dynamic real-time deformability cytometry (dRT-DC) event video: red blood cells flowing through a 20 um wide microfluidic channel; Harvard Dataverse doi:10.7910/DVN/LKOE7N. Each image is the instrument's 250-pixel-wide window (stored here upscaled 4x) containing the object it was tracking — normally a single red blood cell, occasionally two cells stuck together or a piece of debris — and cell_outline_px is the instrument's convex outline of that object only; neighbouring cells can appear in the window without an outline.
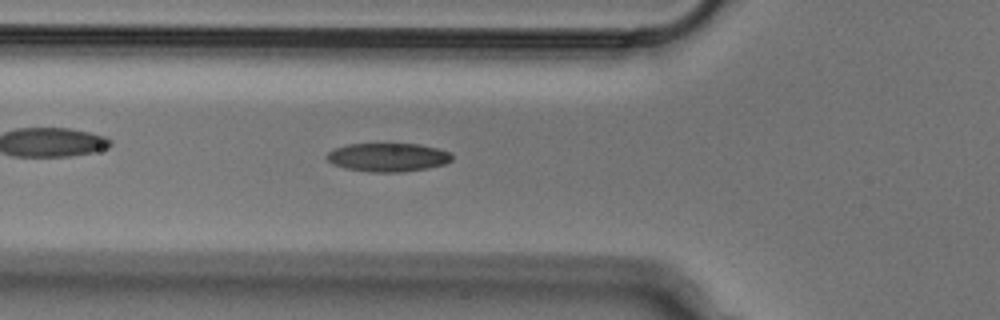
{"species": "Egyptian fruit bat (a non-hibernating species)", "species_latin": "Rousettus aegyptiacus", "temperature_condition": "cold", "stored_images_in_passage": 48, "camera_frame_rate_fps": 3000, "um_per_image_px": 0.085, "animal": {"sex": "male"}, "frame": {"image": 1, "passage_image": 17, "time_ms": 5.333, "image_size_px": [1000, 320], "cell_outline_px": [[452, 160], [444, 164], [428, 168], [400, 172], [368, 172], [344, 168], [332, 164], [324, 156], [328, 152], [336, 148], [348, 144], [420, 144], [452, 152]], "centroid_in_image_um": [32.96, 13.37], "position_along_channel_um": 92.8, "area_um2": 20.92}}
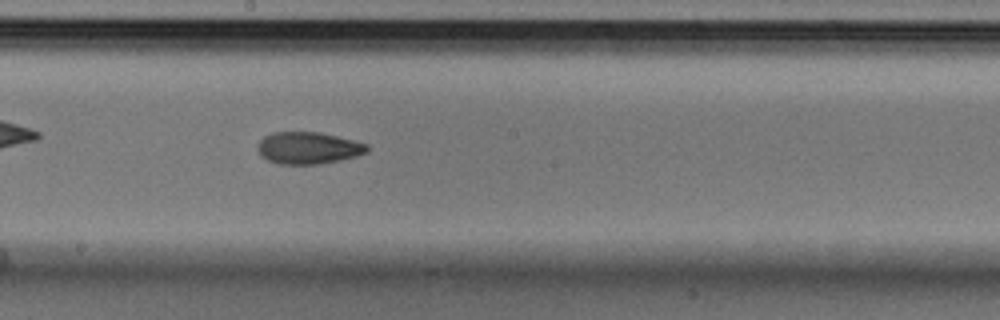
{"frame": {"image": 2, "passage_image": 27, "time_ms": 8.667, "image_size_px": [1000, 320], "cell_outline_px": [[368, 152], [356, 156], [340, 160], [320, 164], [276, 164], [260, 156], [256, 148], [260, 140], [264, 136], [272, 132], [320, 132], [368, 144]], "centroid_in_image_um": [26.17, 12.58], "position_along_channel_um": 222.0, "area_um2": 20.52}}
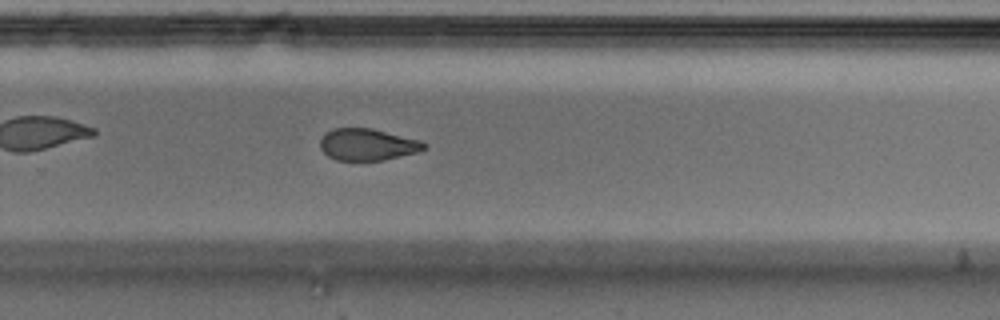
{"frame": {"image": 3, "passage_image": 33, "time_ms": 10.667, "image_size_px": [1000, 320], "cell_outline_px": [[428, 148], [420, 152], [384, 160], [336, 160], [328, 156], [320, 148], [320, 140], [324, 132], [332, 128], [372, 128], [420, 140], [428, 144]], "centroid_in_image_um": [31.26, 12.28], "position_along_channel_um": 298.5, "area_um2": 19.54}}